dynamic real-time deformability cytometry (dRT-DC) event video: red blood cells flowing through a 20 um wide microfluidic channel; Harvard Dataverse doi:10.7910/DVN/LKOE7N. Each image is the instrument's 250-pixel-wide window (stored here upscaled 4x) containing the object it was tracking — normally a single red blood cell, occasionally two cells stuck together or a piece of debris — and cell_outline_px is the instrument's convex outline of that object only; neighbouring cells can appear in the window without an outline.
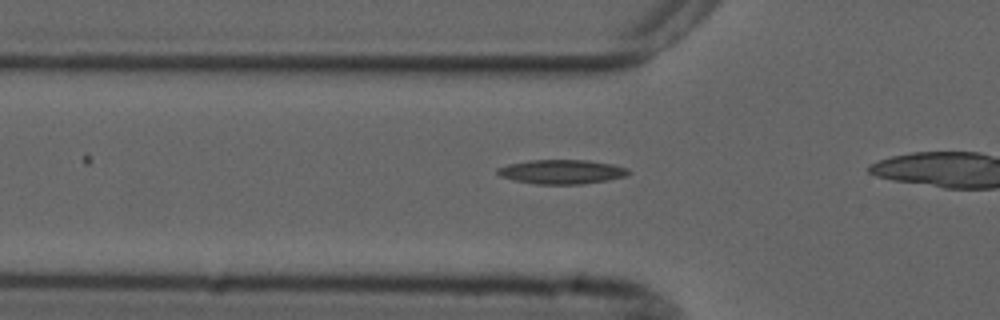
{"species": "common noctule bat (a hibernating species)", "species_latin": "Nyctalus noctula", "temperature_condition": "cold", "stored_images_in_passage": 12, "camera_frame_rate_fps": 3000, "um_per_image_px": 0.085, "animal": {"sex": "male", "forearm_length_mm": 52.5}, "frame": {"image": 1, "passage_image": 6, "time_ms": 1.667, "image_size_px": [1000, 320], "cell_outline_px": [[632, 172], [624, 176], [608, 180], [580, 184], [536, 184], [512, 180], [500, 176], [496, 172], [496, 168], [508, 164], [528, 160], [588, 160], [612, 164], [628, 168]], "centroid_in_image_um": [47.72, 14.6], "position_along_channel_um": 78.1, "area_um2": 18.61}}
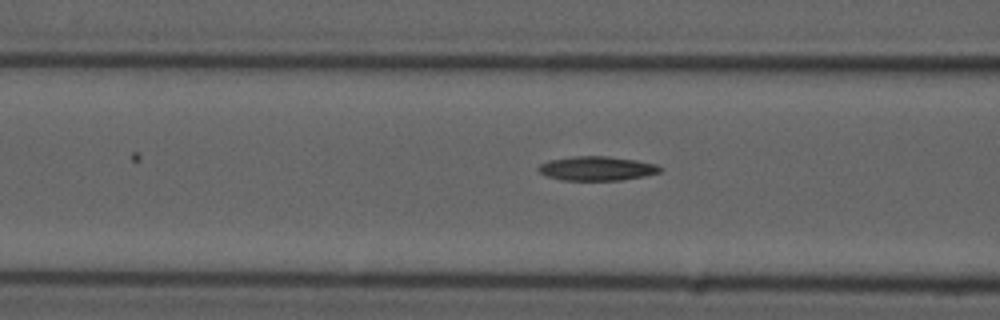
{"frame": {"image": 2, "passage_image": 9, "time_ms": 2.667, "image_size_px": [1000, 320], "cell_outline_px": [[664, 168], [660, 172], [644, 176], [620, 180], [560, 180], [548, 176], [540, 172], [536, 168], [540, 164], [548, 160], [572, 156], [608, 156], [636, 160], [656, 164]], "centroid_in_image_um": [50.73, 14.31], "position_along_channel_um": 115.9, "area_um2": 17.22}}